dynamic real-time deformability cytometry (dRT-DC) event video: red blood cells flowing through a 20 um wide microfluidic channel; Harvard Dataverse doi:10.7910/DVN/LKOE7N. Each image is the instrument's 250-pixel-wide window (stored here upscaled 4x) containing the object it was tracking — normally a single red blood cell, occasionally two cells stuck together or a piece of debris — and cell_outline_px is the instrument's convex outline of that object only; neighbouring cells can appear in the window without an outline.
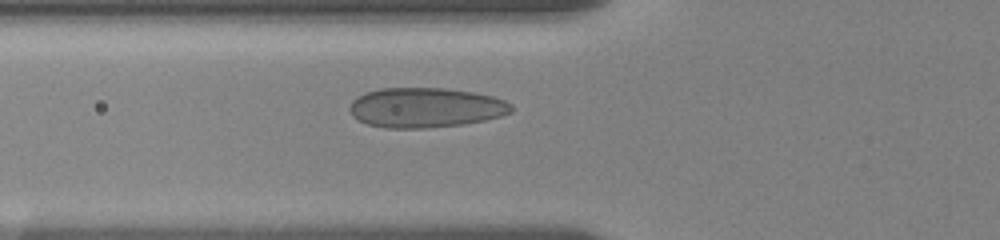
{"species": "human", "species_latin": "Homo sapiens", "temperature_condition": "room temperature", "stored_images_in_passage": 33, "camera_frame_rate_fps": 3000, "um_per_image_px": 0.085, "donor": {"sex": "female"}, "frame": {"image": 1, "passage_image": 5, "time_ms": 1.333, "image_size_px": [1000, 240], "cell_outline_px": [[512, 112], [500, 116], [484, 120], [464, 124], [424, 128], [388, 128], [368, 124], [352, 116], [348, 108], [352, 100], [356, 96], [364, 92], [380, 88], [444, 88], [472, 92], [492, 96], [504, 100], [512, 104]], "centroid_in_image_um": [36.14, 9.14], "position_along_channel_um": 89.7, "area_um2": 37.63}}
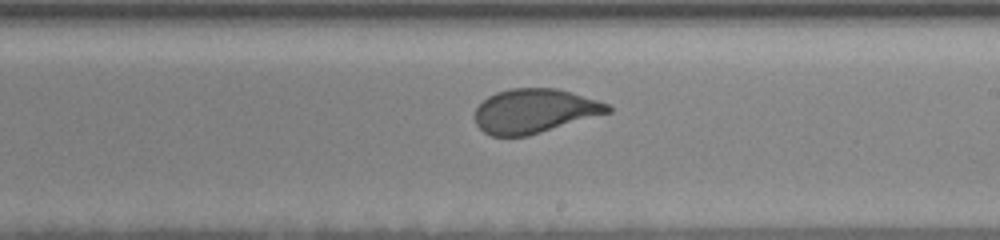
{"frame": {"image": 2, "passage_image": 18, "time_ms": 5.667, "image_size_px": [1000, 240], "cell_outline_px": [[612, 112], [528, 136], [492, 136], [484, 132], [476, 124], [476, 108], [488, 96], [496, 92], [512, 88], [556, 88], [572, 92], [608, 104], [612, 108]], "centroid_in_image_um": [45.45, 9.43], "position_along_channel_um": 243.6, "area_um2": 34.16}}
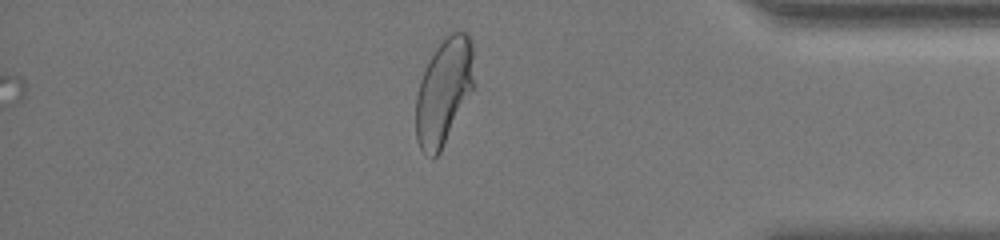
{"frame": {"image": 3, "passage_image": 33, "time_ms": 10.667, "image_size_px": [1000, 240], "cell_outline_px": [[472, 88], [440, 152], [432, 160], [420, 148], [416, 140], [416, 96], [420, 80], [444, 32], [464, 32], [472, 40]], "centroid_in_image_um": [37.68, 7.76], "position_along_channel_um": 397.5, "area_um2": 35.32}, "authors_computed_cell_mechanics": {"area_um2": 35.2002, "velocity_mm_per_s": 3.5339, "shape_relaxation_time_tau1_ms": 5.6417, "shape_relaxation_time_tau2_ms": null, "deformation_change_tau1": 0.1694, "deformation_change_tau2": null}}